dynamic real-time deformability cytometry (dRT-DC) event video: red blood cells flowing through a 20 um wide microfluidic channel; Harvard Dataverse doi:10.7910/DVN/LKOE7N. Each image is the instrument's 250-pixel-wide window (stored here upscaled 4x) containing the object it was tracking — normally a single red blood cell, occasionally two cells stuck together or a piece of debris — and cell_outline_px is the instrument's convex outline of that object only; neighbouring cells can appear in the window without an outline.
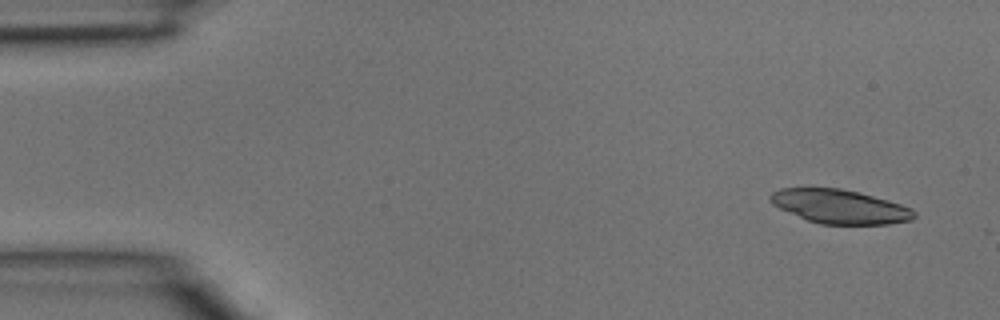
{"species": "common noctule bat (a hibernating species)", "species_latin": "Nyctalus noctula", "temperature_condition": "room temperature", "stored_images_in_passage": 4, "camera_frame_rate_fps": 3000, "um_per_image_px": 0.085, "animal": {"sex": "male", "body_mass_g": 15.6}, "frame": {"image": 1, "passage_image": 1, "time_ms": 0.0, "image_size_px": [1000, 320], "cell_outline_px": [[916, 216], [912, 220], [888, 224], [820, 224], [808, 220], [780, 208], [772, 204], [768, 200], [768, 196], [772, 192], [780, 188], [840, 188], [888, 200], [912, 208], [916, 212]], "centroid_in_image_um": [71.38, 17.56], "position_along_channel_um": 13.6, "area_um2": 28.32}}